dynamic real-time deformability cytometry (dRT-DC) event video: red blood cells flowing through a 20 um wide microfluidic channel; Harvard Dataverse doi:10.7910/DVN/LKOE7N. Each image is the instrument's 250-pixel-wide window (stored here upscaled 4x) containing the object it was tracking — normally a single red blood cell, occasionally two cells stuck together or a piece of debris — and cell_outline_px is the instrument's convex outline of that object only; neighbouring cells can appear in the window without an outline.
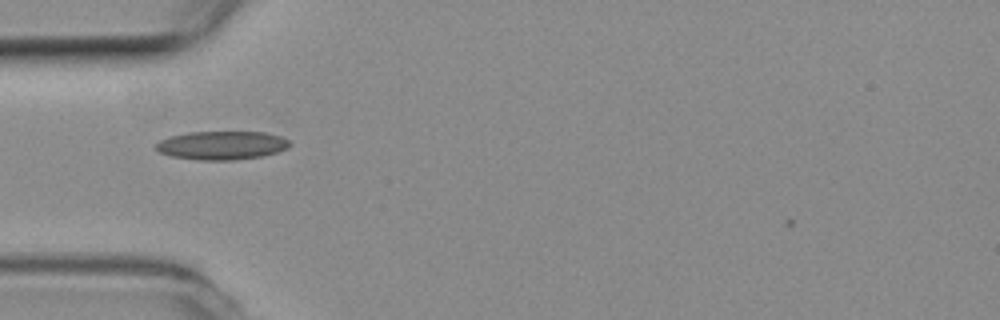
{"species": "common noctule bat (a hibernating species)", "species_latin": "Nyctalus noctula", "temperature_condition": "room temperature", "stored_images_in_passage": 39, "camera_frame_rate_fps": 3000, "um_per_image_px": 0.085, "animal": {"sex": "female", "body_mass_g": 19.3, "forearm_length_mm": 54.1}, "frame": {"image": 1, "passage_image": 2, "time_ms": 0.333, "image_size_px": [1000, 320], "cell_outline_px": [[292, 144], [288, 148], [276, 152], [260, 156], [232, 160], [196, 160], [172, 156], [160, 152], [156, 148], [156, 144], [160, 140], [172, 136], [192, 132], [264, 132], [280, 136], [288, 140]], "centroid_in_image_um": [18.87, 12.35], "position_along_channel_um": 66.1, "area_um2": 22.02}}
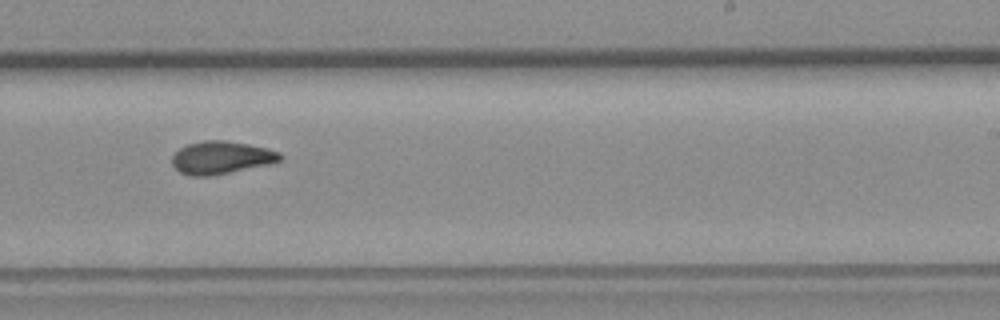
{"frame": {"image": 2, "passage_image": 18, "time_ms": 5.667, "image_size_px": [1000, 320], "cell_outline_px": [[284, 156], [280, 160], [268, 164], [208, 176], [192, 176], [180, 172], [172, 164], [172, 156], [180, 148], [188, 144], [204, 140], [224, 140], [248, 144], [268, 148], [280, 152]], "centroid_in_image_um": [18.81, 13.38], "position_along_channel_um": 270.2, "area_um2": 20.4}}
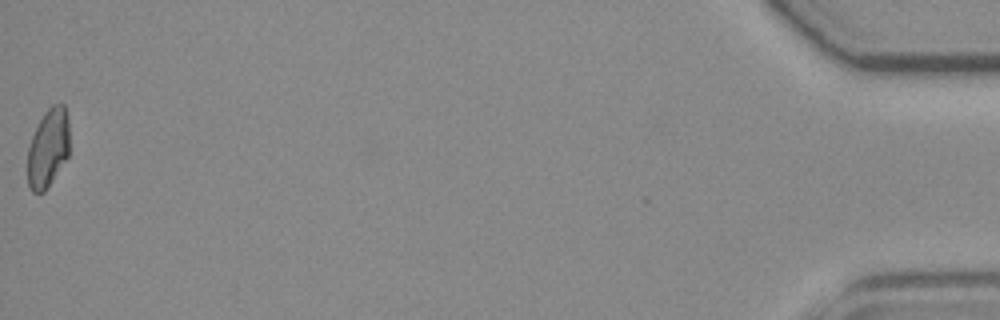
{"frame": {"image": 3, "passage_image": 39, "time_ms": 12.667, "image_size_px": [1000, 320], "cell_outline_px": [[68, 156], [44, 192], [32, 192], [28, 184], [28, 148], [32, 136], [44, 112], [52, 104], [64, 104], [68, 116]], "centroid_in_image_um": [4.08, 12.56], "position_along_channel_um": 431.1, "area_um2": 18.96}, "authors_computed_cell_mechanics": {"area_um2": 20.23, "velocity_mm_per_s": 3.8257, "shape_relaxation_time_tau1_ms": null, "shape_relaxation_time_tau2_ms": 3.1886, "deformation_change_tau1": null, "deformation_change_tau2": 0.078}}